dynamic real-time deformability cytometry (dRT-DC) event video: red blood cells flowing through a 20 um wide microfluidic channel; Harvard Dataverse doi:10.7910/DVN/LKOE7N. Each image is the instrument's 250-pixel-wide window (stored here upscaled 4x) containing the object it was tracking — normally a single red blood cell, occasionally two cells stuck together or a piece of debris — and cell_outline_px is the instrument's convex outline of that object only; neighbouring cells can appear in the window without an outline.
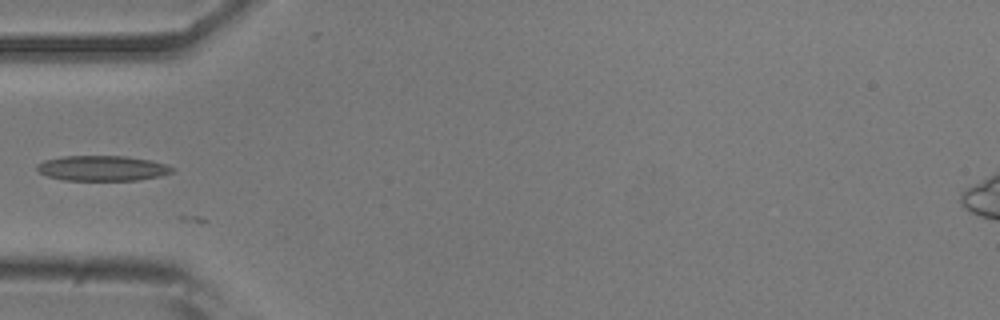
{"species": "common noctule bat (a hibernating species)", "species_latin": "Nyctalus noctula", "temperature_condition": "room temperature", "stored_images_in_passage": 8, "camera_frame_rate_fps": 3000, "um_per_image_px": 0.085, "animal": {"sex": "male", "body_mass_g": 20.5, "forearm_length_mm": 52.5}, "frame": {"image": 1, "passage_image": 1, "time_ms": 0.0, "image_size_px": [1000, 320], "cell_outline_px": [[176, 168], [172, 172], [160, 176], [136, 180], [64, 180], [48, 176], [40, 172], [36, 168], [36, 164], [44, 160], [64, 156], [124, 156], [148, 160], [168, 164]], "centroid_in_image_um": [8.71, 14.3], "position_along_channel_um": 76.3, "area_um2": 19.83}}
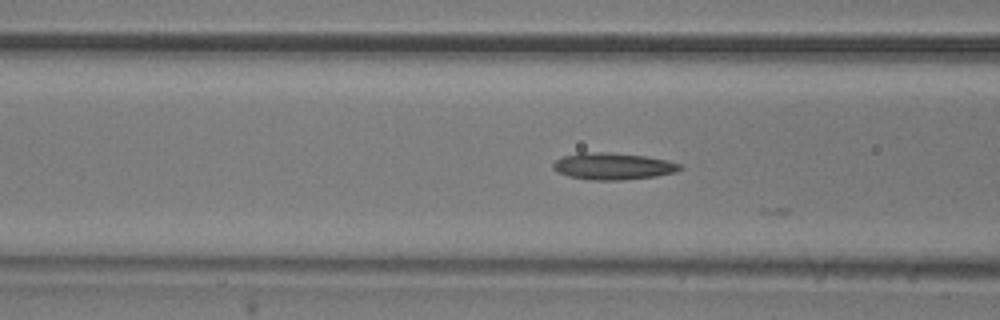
{"frame": {"image": 2, "passage_image": 4, "time_ms": 1.0, "image_size_px": [1000, 320], "cell_outline_px": [[684, 168], [676, 172], [656, 176], [620, 180], [592, 180], [568, 176], [552, 168], [552, 164], [556, 160], [564, 156], [580, 152], [608, 152], [644, 156], [664, 160], [680, 164]], "centroid_in_image_um": [52.09, 14.13], "position_along_channel_um": 114.5, "area_um2": 19.65}}
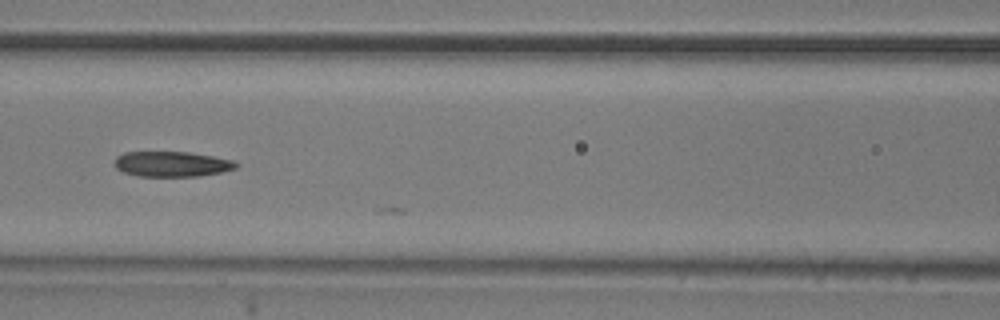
{"frame": {"image": 3, "passage_image": 7, "time_ms": 2.0, "image_size_px": [1000, 320], "cell_outline_px": [[236, 168], [220, 172], [200, 176], [140, 176], [124, 172], [116, 168], [116, 156], [124, 152], [188, 152], [212, 156], [232, 160], [236, 164]], "centroid_in_image_um": [14.58, 13.94], "position_along_channel_um": 152.0, "area_um2": 17.63}}